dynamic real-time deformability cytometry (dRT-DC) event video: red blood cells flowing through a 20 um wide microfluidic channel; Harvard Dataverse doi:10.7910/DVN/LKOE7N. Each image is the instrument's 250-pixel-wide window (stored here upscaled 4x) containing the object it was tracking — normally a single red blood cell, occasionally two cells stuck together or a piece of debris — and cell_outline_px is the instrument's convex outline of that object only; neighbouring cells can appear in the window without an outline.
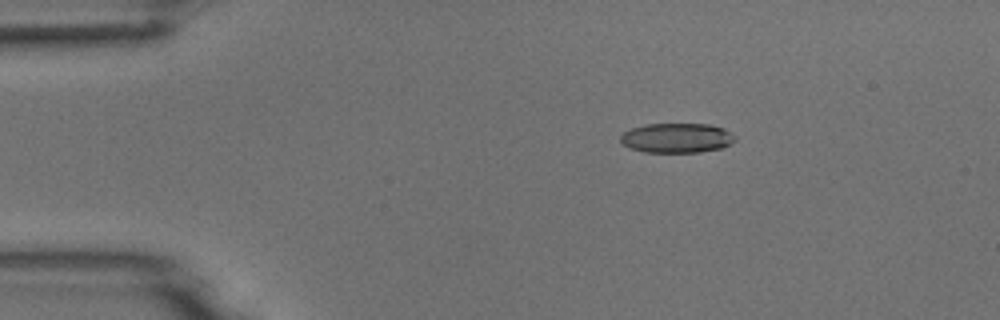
{"species": "common noctule bat (a hibernating species)", "species_latin": "Nyctalus noctula", "temperature_condition": "room temperature", "stored_images_in_passage": 6, "camera_frame_rate_fps": 3000, "um_per_image_px": 0.085, "animal": {"sex": "male", "body_mass_g": 18.8}, "frame": {"image": 1, "passage_image": 3, "time_ms": 0.667, "image_size_px": [1000, 320], "cell_outline_px": [[736, 140], [732, 144], [720, 148], [700, 152], [644, 152], [628, 148], [620, 140], [620, 136], [624, 132], [632, 128], [644, 124], [708, 124], [724, 128], [736, 136]], "centroid_in_image_um": [57.54, 11.73], "position_along_channel_um": 27.5, "area_um2": 19.94}}
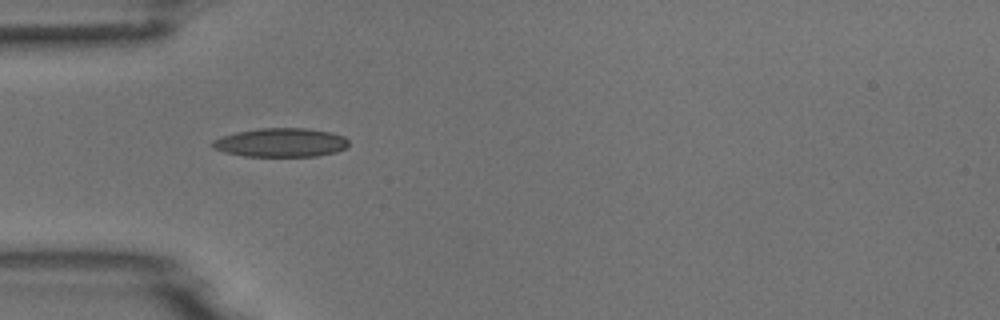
{"frame": {"image": 2, "passage_image": 5, "time_ms": 1.333, "image_size_px": [1000, 320], "cell_outline_px": [[348, 144], [344, 148], [336, 152], [316, 156], [244, 156], [224, 152], [212, 148], [208, 144], [212, 140], [220, 136], [236, 132], [260, 128], [308, 128], [332, 132], [344, 136], [348, 140]], "centroid_in_image_um": [23.82, 12.11], "position_along_channel_um": 61.2, "area_um2": 23.12}}
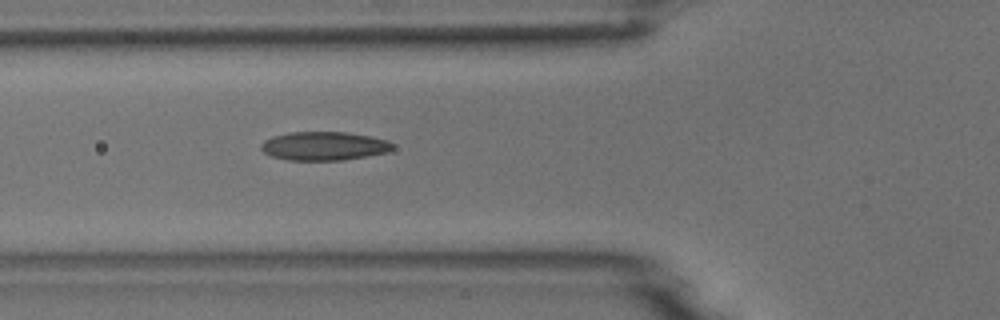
{"frame": {"image": 3, "passage_image": 6, "time_ms": 1.667, "image_size_px": [1000, 320], "cell_outline_px": [[392, 148], [388, 152], [368, 156], [344, 160], [288, 160], [272, 156], [264, 152], [260, 148], [260, 144], [264, 140], [272, 136], [288, 132], [344, 132], [372, 136], [388, 140], [392, 144]], "centroid_in_image_um": [27.53, 12.41], "position_along_channel_um": 98.3, "area_um2": 22.08}}